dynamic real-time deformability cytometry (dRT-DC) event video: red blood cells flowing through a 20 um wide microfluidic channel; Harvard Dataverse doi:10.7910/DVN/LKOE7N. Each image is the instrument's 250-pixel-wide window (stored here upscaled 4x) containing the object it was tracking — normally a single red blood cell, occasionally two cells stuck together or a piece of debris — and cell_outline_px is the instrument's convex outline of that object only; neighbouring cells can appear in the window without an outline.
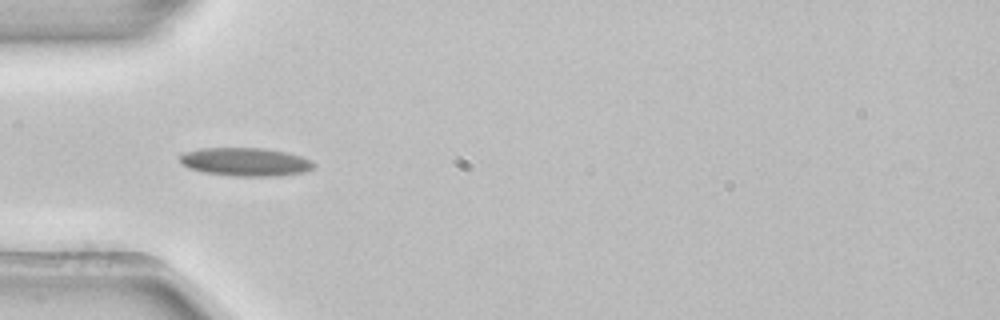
{"species": "common noctule bat (a hibernating species)", "species_latin": "Nyctalus noctula", "temperature_condition": "room temperature", "stored_images_in_passage": 6, "camera_frame_rate_fps": 3000, "um_per_image_px": 0.085, "animal": {"sex": "female", "body_mass_g": 22.7, "forearm_length_mm": 54.2}, "frame": {"image": 1, "passage_image": 5, "time_ms": 1.333, "image_size_px": [1000, 320], "cell_outline_px": [[316, 164], [312, 168], [304, 172], [272, 176], [232, 176], [204, 172], [188, 168], [180, 164], [180, 156], [184, 152], [200, 148], [264, 148], [284, 152], [300, 156], [312, 160]], "centroid_in_image_um": [20.83, 13.76], "position_along_channel_um": 64.2, "area_um2": 22.08}}